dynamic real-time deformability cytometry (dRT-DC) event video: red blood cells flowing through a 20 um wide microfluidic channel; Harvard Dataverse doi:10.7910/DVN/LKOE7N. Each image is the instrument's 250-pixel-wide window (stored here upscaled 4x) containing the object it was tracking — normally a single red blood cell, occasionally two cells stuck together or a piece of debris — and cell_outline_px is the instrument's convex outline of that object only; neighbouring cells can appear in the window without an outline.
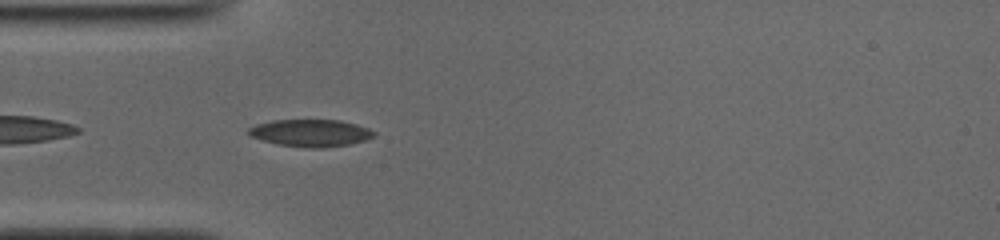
{"species": "common noctule bat (a hibernating species)", "species_latin": "Nyctalus noctula", "temperature_condition": "cold", "stored_images_in_passage": 38, "camera_frame_rate_fps": 3000, "um_per_image_px": 0.085, "animal": {"sex": "male", "body_mass_g": 19.0, "forearm_length_mm": 50.8}, "frame": {"image": 1, "passage_image": 2, "time_ms": 0.333, "image_size_px": [1000, 240], "cell_outline_px": [[376, 136], [364, 140], [348, 144], [320, 148], [308, 148], [276, 144], [248, 136], [248, 128], [256, 124], [272, 120], [340, 120], [356, 124], [368, 128], [376, 132]], "centroid_in_image_um": [26.38, 11.3], "position_along_channel_um": 58.6, "area_um2": 19.94}}
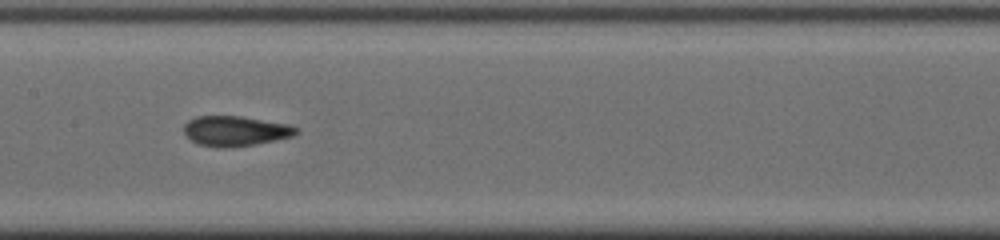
{"frame": {"image": 2, "passage_image": 12, "time_ms": 3.667, "image_size_px": [1000, 240], "cell_outline_px": [[300, 132], [292, 136], [276, 140], [256, 144], [224, 148], [220, 148], [200, 144], [192, 140], [184, 132], [184, 124], [188, 120], [196, 116], [240, 116], [288, 124], [300, 128]], "centroid_in_image_um": [20.04, 11.13], "position_along_channel_um": 187.4, "area_um2": 19.65}}
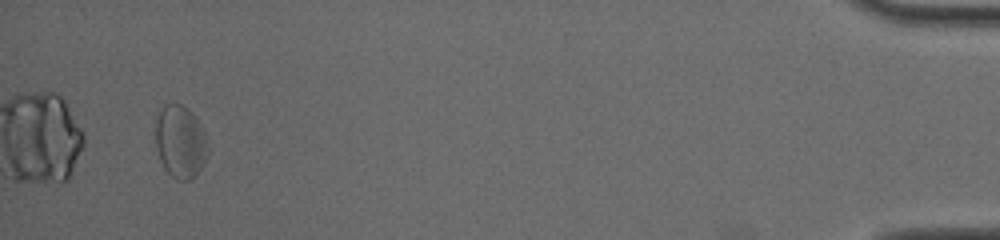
{"frame": {"image": 3, "passage_image": 36, "time_ms": 11.667, "image_size_px": [1000, 240], "cell_outline_px": [[208, 156], [196, 176], [188, 180], [176, 180], [164, 168], [160, 160], [156, 148], [156, 120], [164, 104], [180, 104], [188, 108], [196, 116], [208, 140]], "centroid_in_image_um": [15.35, 12.06], "position_along_channel_um": 419.8, "area_um2": 22.37}, "authors_computed_cell_mechanics": {"area_um2": 19.7098, "velocity_mm_per_s": 3.9115, "shape_relaxation_time_tau1_ms": null, "shape_relaxation_time_tau2_ms": 2.4557, "deformation_change_tau1": null, "deformation_change_tau2": 0.1057}}